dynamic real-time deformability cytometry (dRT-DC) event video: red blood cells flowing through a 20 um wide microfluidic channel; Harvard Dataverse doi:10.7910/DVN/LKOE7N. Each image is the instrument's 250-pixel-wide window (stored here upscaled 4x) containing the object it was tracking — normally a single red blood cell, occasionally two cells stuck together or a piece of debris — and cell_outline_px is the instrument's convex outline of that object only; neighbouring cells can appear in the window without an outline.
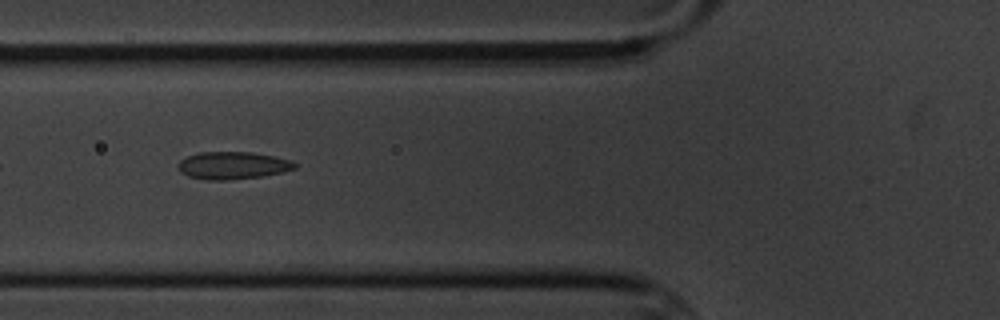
{"species": "common noctule bat (a hibernating species)", "species_latin": "Nyctalus noctula", "temperature_condition": "cold", "stored_images_in_passage": 3, "camera_frame_rate_fps": 3000, "um_per_image_px": 0.085, "animal": {"sex": "male", "body_mass_g": 20.1, "forearm_length_mm": 53.5}, "frame": {"image": 1, "passage_image": 2, "time_ms": 1.333, "image_size_px": [1000, 320], "cell_outline_px": [[296, 168], [264, 176], [224, 180], [208, 180], [188, 176], [180, 172], [176, 164], [180, 160], [188, 156], [200, 152], [252, 152], [292, 160], [296, 164]], "centroid_in_image_um": [19.75, 14.06], "position_along_channel_um": 106.1, "area_um2": 18.61}}
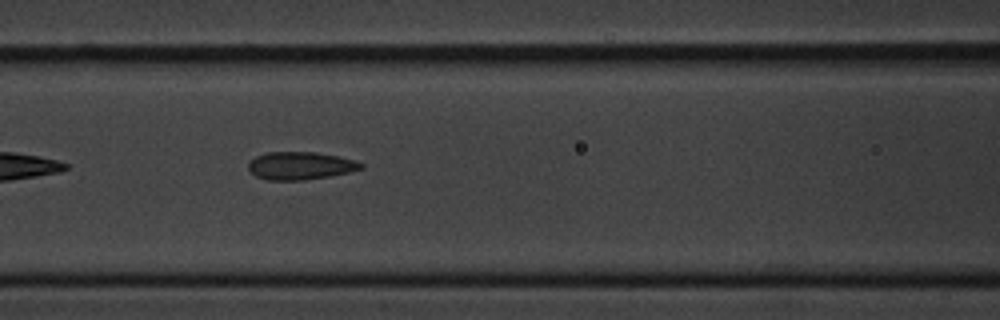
{"frame": {"image": 2, "passage_image": 3, "time_ms": 2.333, "image_size_px": [1000, 320], "cell_outline_px": [[364, 168], [348, 172], [328, 176], [304, 180], [268, 180], [256, 176], [248, 168], [248, 164], [256, 156], [268, 152], [316, 152], [340, 156], [356, 160], [364, 164]], "centroid_in_image_um": [25.56, 14.08], "position_along_channel_um": 141.0, "area_um2": 18.21}}